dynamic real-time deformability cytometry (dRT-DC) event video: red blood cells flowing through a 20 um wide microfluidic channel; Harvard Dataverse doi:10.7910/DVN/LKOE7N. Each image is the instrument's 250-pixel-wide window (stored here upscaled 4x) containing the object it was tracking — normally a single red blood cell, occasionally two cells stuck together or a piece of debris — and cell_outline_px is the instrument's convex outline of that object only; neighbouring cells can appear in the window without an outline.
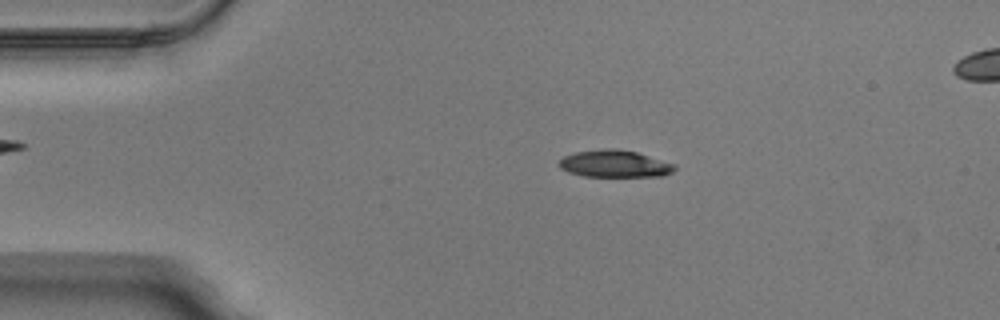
{"species": "Egyptian fruit bat (a non-hibernating species)", "species_latin": "Rousettus aegyptiacus", "temperature_condition": "warm", "stored_images_in_passage": 43, "camera_frame_rate_fps": 3000, "um_per_image_px": 0.085, "animal": {"sex": "male"}, "frame": {"image": 1, "passage_image": 10, "time_ms": 3.0, "image_size_px": [1000, 320], "cell_outline_px": [[672, 168], [668, 172], [640, 176], [592, 176], [576, 172], [564, 168], [560, 164], [560, 160], [568, 156], [584, 152], [632, 152], [664, 164]], "centroid_in_image_um": [52.11, 13.97], "position_along_channel_um": 32.9, "area_um2": 15.03}}
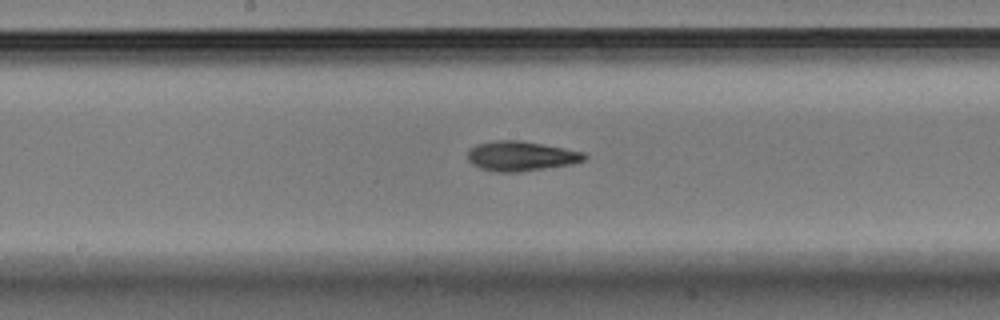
{"frame": {"image": 2, "passage_image": 26, "time_ms": 8.333, "image_size_px": [1000, 320], "cell_outline_px": [[584, 156], [580, 160], [556, 164], [528, 168], [488, 168], [472, 160], [472, 152], [476, 148], [488, 144], [532, 144], [556, 148], [576, 152]], "centroid_in_image_um": [44.34, 13.25], "position_along_channel_um": 203.9, "area_um2": 15.09}}
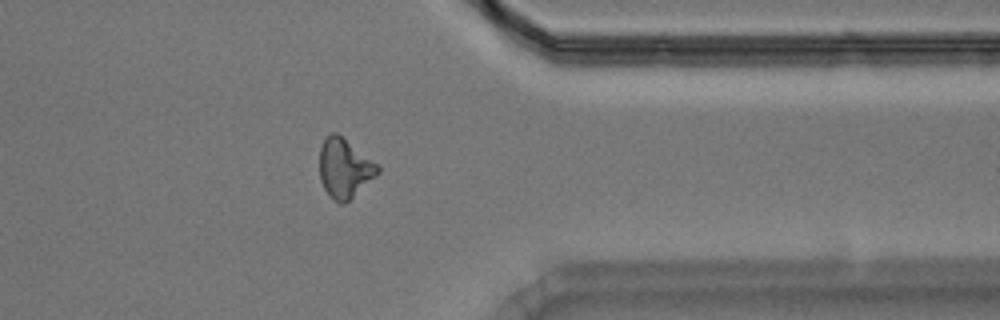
{"frame": {"image": 3, "passage_image": 40, "time_ms": 13.0, "image_size_px": [1000, 320], "cell_outline_px": [[376, 172], [348, 200], [340, 200], [332, 196], [328, 192], [320, 176], [320, 152], [324, 140], [328, 136], [340, 136], [376, 164]], "centroid_in_image_um": [29.22, 14.27], "position_along_channel_um": 382.2, "area_um2": 17.86}, "authors_computed_cell_mechanics": {"area_um2": 15.4904, "velocity_mm_per_s": 4.0264, "shape_relaxation_time_tau1_ms": null, "shape_relaxation_time_tau2_ms": 9.0207, "deformation_change_tau1": null, "deformation_change_tau2": 0.2217}}